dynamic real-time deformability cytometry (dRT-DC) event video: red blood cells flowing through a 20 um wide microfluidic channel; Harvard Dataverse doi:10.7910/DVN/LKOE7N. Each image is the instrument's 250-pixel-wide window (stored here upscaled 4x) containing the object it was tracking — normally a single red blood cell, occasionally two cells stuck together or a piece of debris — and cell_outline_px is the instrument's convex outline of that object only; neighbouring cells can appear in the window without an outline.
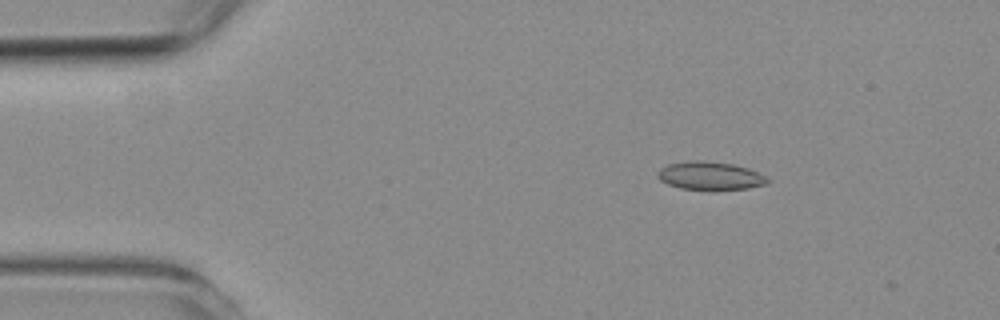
{"species": "common noctule bat (a hibernating species)", "species_latin": "Nyctalus noctula", "temperature_condition": "room temperature", "stored_images_in_passage": 3, "camera_frame_rate_fps": 3000, "um_per_image_px": 0.085, "animal": {"sex": "female", "body_mass_g": 19.3, "forearm_length_mm": 54.1}, "frame": {"image": 1, "passage_image": 1, "time_ms": 0.0, "image_size_px": [1000, 320], "cell_outline_px": [[772, 180], [768, 184], [748, 188], [716, 192], [708, 192], [680, 188], [668, 184], [660, 180], [656, 176], [656, 172], [660, 168], [668, 164], [688, 160], [700, 160], [732, 164], [748, 168], [768, 176]], "centroid_in_image_um": [60.39, 14.98], "position_along_channel_um": 24.6, "area_um2": 18.96}}